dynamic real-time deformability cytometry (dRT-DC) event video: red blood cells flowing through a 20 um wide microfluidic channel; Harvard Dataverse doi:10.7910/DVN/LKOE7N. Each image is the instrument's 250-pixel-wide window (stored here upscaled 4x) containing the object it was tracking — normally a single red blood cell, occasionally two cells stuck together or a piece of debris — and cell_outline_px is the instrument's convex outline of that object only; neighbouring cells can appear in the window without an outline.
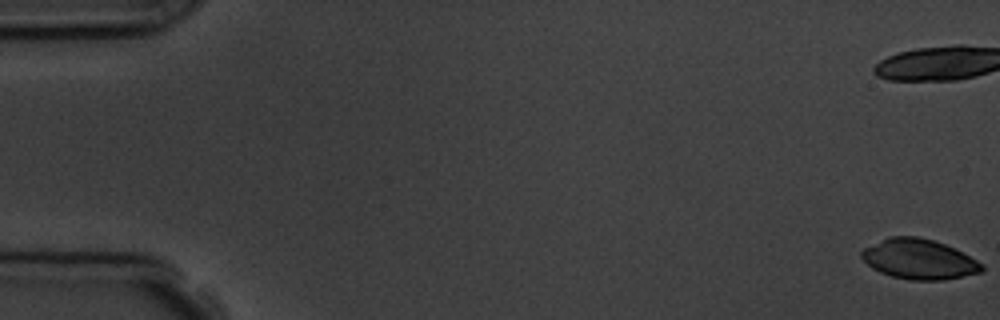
{"species": "common noctule bat (a hibernating species)", "species_latin": "Nyctalus noctula", "temperature_condition": "room temperature", "stored_images_in_passage": 5, "camera_frame_rate_fps": 3000, "um_per_image_px": 0.085, "animal": {"sex": "male", "body_mass_g": 19.5, "forearm_length_mm": 54.6}, "frame": {"image": 1, "passage_image": 1, "time_ms": 0.0, "image_size_px": [1000, 320], "cell_outline_px": [[984, 272], [944, 280], [912, 280], [892, 276], [880, 272], [872, 268], [860, 256], [860, 252], [864, 248], [888, 236], [920, 236], [944, 244], [984, 264]], "centroid_in_image_um": [78.11, 22.03], "position_along_channel_um": 6.9, "area_um2": 27.98}}